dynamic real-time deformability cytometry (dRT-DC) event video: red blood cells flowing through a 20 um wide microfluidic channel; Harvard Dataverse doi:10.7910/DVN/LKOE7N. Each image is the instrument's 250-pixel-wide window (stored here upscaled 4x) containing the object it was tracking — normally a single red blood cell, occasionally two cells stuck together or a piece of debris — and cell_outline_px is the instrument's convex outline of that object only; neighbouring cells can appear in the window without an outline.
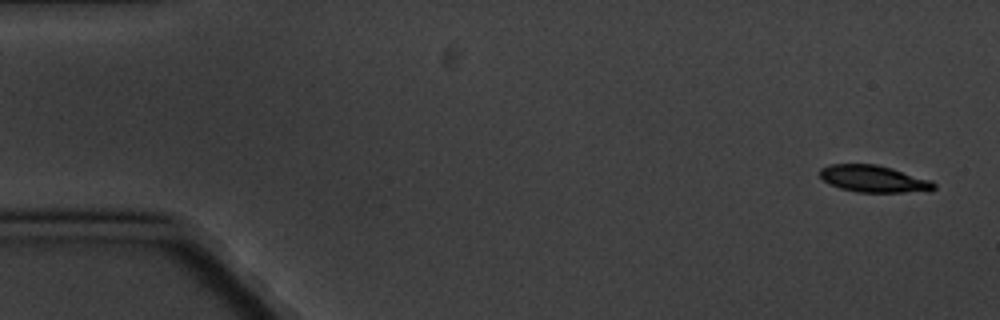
{"species": "common noctule bat (a hibernating species)", "species_latin": "Nyctalus noctula", "temperature_condition": "cold", "stored_images_in_passage": 4, "camera_frame_rate_fps": 3000, "um_per_image_px": 0.085, "animal": {"sex": "male", "body_mass_g": 20.1, "forearm_length_mm": 53.5}, "frame": {"image": 1, "passage_image": 1, "time_ms": 0.0, "image_size_px": [1000, 320], "cell_outline_px": [[936, 188], [932, 192], [856, 192], [840, 188], [828, 184], [820, 176], [820, 168], [832, 164], [876, 164], [892, 168], [928, 180], [936, 184]], "centroid_in_image_um": [74.27, 15.21], "position_along_channel_um": 10.7, "area_um2": 17.92}}